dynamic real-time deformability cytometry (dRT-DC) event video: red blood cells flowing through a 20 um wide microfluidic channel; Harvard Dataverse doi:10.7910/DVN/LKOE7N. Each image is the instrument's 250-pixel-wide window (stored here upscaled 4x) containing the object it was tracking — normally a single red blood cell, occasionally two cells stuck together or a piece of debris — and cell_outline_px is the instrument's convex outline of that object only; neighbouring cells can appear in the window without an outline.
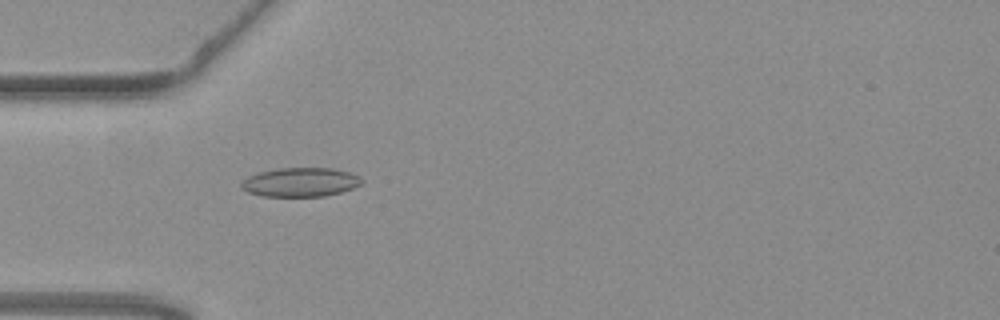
{"species": "common noctule bat (a hibernating species)", "species_latin": "Nyctalus noctula", "temperature_condition": "warm", "stored_images_in_passage": 35, "camera_frame_rate_fps": 3000, "um_per_image_px": 0.085, "animal": {"sex": "female", "body_mass_g": 19.3, "forearm_length_mm": 54.1}, "frame": {"image": 1, "passage_image": 3, "time_ms": 0.667, "image_size_px": [1000, 320], "cell_outline_px": [[364, 180], [360, 184], [352, 188], [340, 192], [324, 196], [264, 196], [248, 192], [240, 188], [240, 184], [248, 176], [260, 172], [276, 168], [332, 168], [348, 172], [360, 176]], "centroid_in_image_um": [25.52, 15.48], "position_along_channel_um": 59.5, "area_um2": 20.29}}
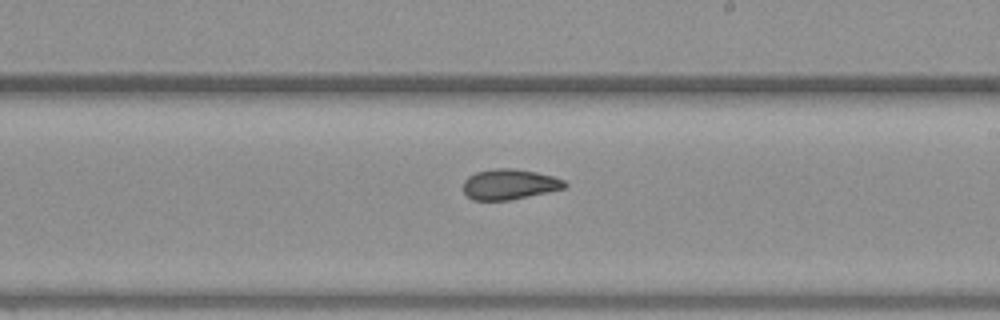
{"frame": {"image": 2, "passage_image": 18, "time_ms": 5.667, "image_size_px": [1000, 320], "cell_outline_px": [[568, 184], [564, 188], [548, 192], [508, 200], [472, 200], [464, 192], [464, 180], [468, 176], [476, 172], [496, 168], [512, 168], [536, 172], [552, 176], [564, 180]], "centroid_in_image_um": [43.29, 15.66], "position_along_channel_um": 245.7, "area_um2": 17.86}}
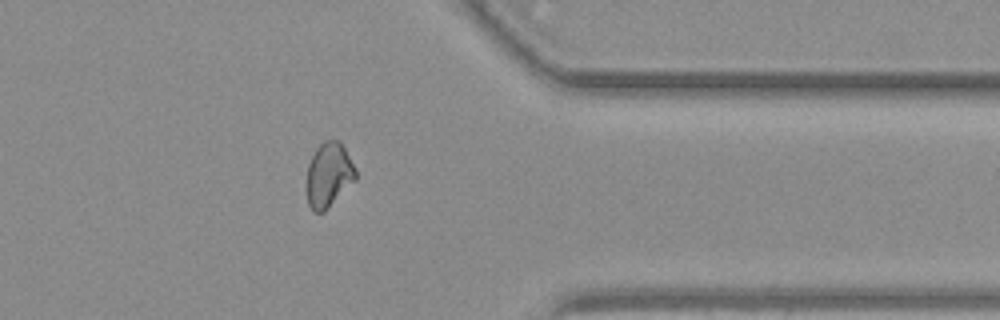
{"frame": {"image": 3, "passage_image": 30, "time_ms": 9.667, "image_size_px": [1000, 320], "cell_outline_px": [[356, 180], [324, 212], [312, 212], [308, 204], [308, 164], [316, 148], [324, 140], [340, 140], [356, 168]], "centroid_in_image_um": [27.97, 14.86], "position_along_channel_um": 383.4, "area_um2": 18.38}, "authors_computed_cell_mechanics": {"area_um2": 18.1492, "velocity_mm_per_s": 3.775, "shape_relaxation_time_tau1_ms": null, "shape_relaxation_time_tau2_ms": 2.8232, "deformation_change_tau1": null, "deformation_change_tau2": 0.073}}